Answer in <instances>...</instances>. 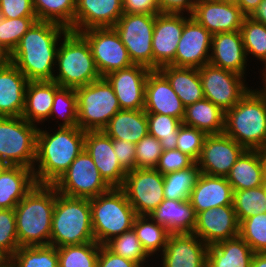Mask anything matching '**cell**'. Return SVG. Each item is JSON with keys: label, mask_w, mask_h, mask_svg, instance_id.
<instances>
[{"label": "cell", "mask_w": 266, "mask_h": 267, "mask_svg": "<svg viewBox=\"0 0 266 267\" xmlns=\"http://www.w3.org/2000/svg\"><path fill=\"white\" fill-rule=\"evenodd\" d=\"M77 107V94L75 89L61 87L55 93L50 116L58 112V115L60 117L62 116L64 120L63 125H60V127H75L78 126ZM59 110L64 111L61 113Z\"/></svg>", "instance_id": "7dc6e473"}, {"label": "cell", "mask_w": 266, "mask_h": 267, "mask_svg": "<svg viewBox=\"0 0 266 267\" xmlns=\"http://www.w3.org/2000/svg\"><path fill=\"white\" fill-rule=\"evenodd\" d=\"M67 31L68 29L56 23L36 21L9 55V61L28 81H52V67L58 50L56 44L59 35H64Z\"/></svg>", "instance_id": "6da1fadb"}, {"label": "cell", "mask_w": 266, "mask_h": 267, "mask_svg": "<svg viewBox=\"0 0 266 267\" xmlns=\"http://www.w3.org/2000/svg\"><path fill=\"white\" fill-rule=\"evenodd\" d=\"M99 249L95 241L58 247L59 267H97Z\"/></svg>", "instance_id": "f35d334b"}, {"label": "cell", "mask_w": 266, "mask_h": 267, "mask_svg": "<svg viewBox=\"0 0 266 267\" xmlns=\"http://www.w3.org/2000/svg\"><path fill=\"white\" fill-rule=\"evenodd\" d=\"M61 87L55 81H29L25 91L22 117L29 123L50 117L55 93Z\"/></svg>", "instance_id": "f546056e"}, {"label": "cell", "mask_w": 266, "mask_h": 267, "mask_svg": "<svg viewBox=\"0 0 266 267\" xmlns=\"http://www.w3.org/2000/svg\"><path fill=\"white\" fill-rule=\"evenodd\" d=\"M233 206L239 223L250 217L266 212L264 186L233 191Z\"/></svg>", "instance_id": "60d3db41"}, {"label": "cell", "mask_w": 266, "mask_h": 267, "mask_svg": "<svg viewBox=\"0 0 266 267\" xmlns=\"http://www.w3.org/2000/svg\"><path fill=\"white\" fill-rule=\"evenodd\" d=\"M185 107L204 99L198 68L166 65L158 69Z\"/></svg>", "instance_id": "d6a6232c"}, {"label": "cell", "mask_w": 266, "mask_h": 267, "mask_svg": "<svg viewBox=\"0 0 266 267\" xmlns=\"http://www.w3.org/2000/svg\"><path fill=\"white\" fill-rule=\"evenodd\" d=\"M28 82L25 75L9 60L0 66V116H22Z\"/></svg>", "instance_id": "d4e9b609"}, {"label": "cell", "mask_w": 266, "mask_h": 267, "mask_svg": "<svg viewBox=\"0 0 266 267\" xmlns=\"http://www.w3.org/2000/svg\"><path fill=\"white\" fill-rule=\"evenodd\" d=\"M195 161L178 149L163 150L155 167L162 175L191 167Z\"/></svg>", "instance_id": "816d5d0a"}, {"label": "cell", "mask_w": 266, "mask_h": 267, "mask_svg": "<svg viewBox=\"0 0 266 267\" xmlns=\"http://www.w3.org/2000/svg\"><path fill=\"white\" fill-rule=\"evenodd\" d=\"M263 186H264V189H265V192H266V181H264Z\"/></svg>", "instance_id": "2644e50d"}, {"label": "cell", "mask_w": 266, "mask_h": 267, "mask_svg": "<svg viewBox=\"0 0 266 267\" xmlns=\"http://www.w3.org/2000/svg\"><path fill=\"white\" fill-rule=\"evenodd\" d=\"M139 263L125 259L110 251L105 245H100L97 267H141Z\"/></svg>", "instance_id": "11a10c76"}, {"label": "cell", "mask_w": 266, "mask_h": 267, "mask_svg": "<svg viewBox=\"0 0 266 267\" xmlns=\"http://www.w3.org/2000/svg\"><path fill=\"white\" fill-rule=\"evenodd\" d=\"M233 191L256 188L264 184L260 150H245L226 176Z\"/></svg>", "instance_id": "836d02e7"}, {"label": "cell", "mask_w": 266, "mask_h": 267, "mask_svg": "<svg viewBox=\"0 0 266 267\" xmlns=\"http://www.w3.org/2000/svg\"><path fill=\"white\" fill-rule=\"evenodd\" d=\"M9 258L0 251V267H8Z\"/></svg>", "instance_id": "e7e4bbea"}, {"label": "cell", "mask_w": 266, "mask_h": 267, "mask_svg": "<svg viewBox=\"0 0 266 267\" xmlns=\"http://www.w3.org/2000/svg\"><path fill=\"white\" fill-rule=\"evenodd\" d=\"M182 123L203 131L206 135L224 133L225 112L204 98L185 107Z\"/></svg>", "instance_id": "e575fe53"}, {"label": "cell", "mask_w": 266, "mask_h": 267, "mask_svg": "<svg viewBox=\"0 0 266 267\" xmlns=\"http://www.w3.org/2000/svg\"><path fill=\"white\" fill-rule=\"evenodd\" d=\"M125 13H160L157 0H122Z\"/></svg>", "instance_id": "9f6ffc18"}, {"label": "cell", "mask_w": 266, "mask_h": 267, "mask_svg": "<svg viewBox=\"0 0 266 267\" xmlns=\"http://www.w3.org/2000/svg\"><path fill=\"white\" fill-rule=\"evenodd\" d=\"M150 71L145 66L133 64L104 77L112 86L121 110L144 109L145 87Z\"/></svg>", "instance_id": "2e32d148"}, {"label": "cell", "mask_w": 266, "mask_h": 267, "mask_svg": "<svg viewBox=\"0 0 266 267\" xmlns=\"http://www.w3.org/2000/svg\"><path fill=\"white\" fill-rule=\"evenodd\" d=\"M163 149L161 142L154 136L147 135L136 144V168H155Z\"/></svg>", "instance_id": "f907efd6"}, {"label": "cell", "mask_w": 266, "mask_h": 267, "mask_svg": "<svg viewBox=\"0 0 266 267\" xmlns=\"http://www.w3.org/2000/svg\"><path fill=\"white\" fill-rule=\"evenodd\" d=\"M189 201L197 215L207 209L233 205V190L226 177L202 173L191 191Z\"/></svg>", "instance_id": "484cf974"}, {"label": "cell", "mask_w": 266, "mask_h": 267, "mask_svg": "<svg viewBox=\"0 0 266 267\" xmlns=\"http://www.w3.org/2000/svg\"><path fill=\"white\" fill-rule=\"evenodd\" d=\"M113 149L121 166L126 170L136 169V144L119 139H112Z\"/></svg>", "instance_id": "db71d44e"}, {"label": "cell", "mask_w": 266, "mask_h": 267, "mask_svg": "<svg viewBox=\"0 0 266 267\" xmlns=\"http://www.w3.org/2000/svg\"><path fill=\"white\" fill-rule=\"evenodd\" d=\"M157 13H125L113 26L133 64L153 70L152 36Z\"/></svg>", "instance_id": "30bf717a"}, {"label": "cell", "mask_w": 266, "mask_h": 267, "mask_svg": "<svg viewBox=\"0 0 266 267\" xmlns=\"http://www.w3.org/2000/svg\"><path fill=\"white\" fill-rule=\"evenodd\" d=\"M250 267H266V253H254Z\"/></svg>", "instance_id": "94428289"}, {"label": "cell", "mask_w": 266, "mask_h": 267, "mask_svg": "<svg viewBox=\"0 0 266 267\" xmlns=\"http://www.w3.org/2000/svg\"><path fill=\"white\" fill-rule=\"evenodd\" d=\"M86 131L78 126L60 127L53 135L38 129L36 157L38 171L33 170L36 184L53 185L84 149Z\"/></svg>", "instance_id": "7a4b0ae2"}, {"label": "cell", "mask_w": 266, "mask_h": 267, "mask_svg": "<svg viewBox=\"0 0 266 267\" xmlns=\"http://www.w3.org/2000/svg\"><path fill=\"white\" fill-rule=\"evenodd\" d=\"M90 208L93 236L100 245L133 229L137 214L120 187L91 198Z\"/></svg>", "instance_id": "8992f818"}, {"label": "cell", "mask_w": 266, "mask_h": 267, "mask_svg": "<svg viewBox=\"0 0 266 267\" xmlns=\"http://www.w3.org/2000/svg\"><path fill=\"white\" fill-rule=\"evenodd\" d=\"M0 12L8 19L36 17L32 0H0Z\"/></svg>", "instance_id": "f5cc1de1"}, {"label": "cell", "mask_w": 266, "mask_h": 267, "mask_svg": "<svg viewBox=\"0 0 266 267\" xmlns=\"http://www.w3.org/2000/svg\"><path fill=\"white\" fill-rule=\"evenodd\" d=\"M203 1H213V0H195V3H197V2H203Z\"/></svg>", "instance_id": "a7ac6f4b"}, {"label": "cell", "mask_w": 266, "mask_h": 267, "mask_svg": "<svg viewBox=\"0 0 266 267\" xmlns=\"http://www.w3.org/2000/svg\"><path fill=\"white\" fill-rule=\"evenodd\" d=\"M224 133L246 150L266 147V98L260 91L249 90L225 112Z\"/></svg>", "instance_id": "277c9868"}, {"label": "cell", "mask_w": 266, "mask_h": 267, "mask_svg": "<svg viewBox=\"0 0 266 267\" xmlns=\"http://www.w3.org/2000/svg\"><path fill=\"white\" fill-rule=\"evenodd\" d=\"M239 236L254 253H266V212L242 220Z\"/></svg>", "instance_id": "bcb514c9"}, {"label": "cell", "mask_w": 266, "mask_h": 267, "mask_svg": "<svg viewBox=\"0 0 266 267\" xmlns=\"http://www.w3.org/2000/svg\"><path fill=\"white\" fill-rule=\"evenodd\" d=\"M160 13H182L183 9L193 13L195 0H157Z\"/></svg>", "instance_id": "6f0895ef"}, {"label": "cell", "mask_w": 266, "mask_h": 267, "mask_svg": "<svg viewBox=\"0 0 266 267\" xmlns=\"http://www.w3.org/2000/svg\"><path fill=\"white\" fill-rule=\"evenodd\" d=\"M262 0H234L233 2L246 16H250Z\"/></svg>", "instance_id": "680465c9"}, {"label": "cell", "mask_w": 266, "mask_h": 267, "mask_svg": "<svg viewBox=\"0 0 266 267\" xmlns=\"http://www.w3.org/2000/svg\"><path fill=\"white\" fill-rule=\"evenodd\" d=\"M196 213L189 200L164 199L148 217L165 227L170 234L193 233Z\"/></svg>", "instance_id": "83f0119b"}, {"label": "cell", "mask_w": 266, "mask_h": 267, "mask_svg": "<svg viewBox=\"0 0 266 267\" xmlns=\"http://www.w3.org/2000/svg\"><path fill=\"white\" fill-rule=\"evenodd\" d=\"M195 162L191 167L164 174V198L170 200H189L190 194L201 175Z\"/></svg>", "instance_id": "8d00e7d4"}, {"label": "cell", "mask_w": 266, "mask_h": 267, "mask_svg": "<svg viewBox=\"0 0 266 267\" xmlns=\"http://www.w3.org/2000/svg\"><path fill=\"white\" fill-rule=\"evenodd\" d=\"M78 127L84 131L103 130L121 110L112 86L102 77L88 85L75 88Z\"/></svg>", "instance_id": "ba28073f"}, {"label": "cell", "mask_w": 266, "mask_h": 267, "mask_svg": "<svg viewBox=\"0 0 266 267\" xmlns=\"http://www.w3.org/2000/svg\"><path fill=\"white\" fill-rule=\"evenodd\" d=\"M254 251L240 237L208 246L206 267H250Z\"/></svg>", "instance_id": "1f68e13d"}, {"label": "cell", "mask_w": 266, "mask_h": 267, "mask_svg": "<svg viewBox=\"0 0 266 267\" xmlns=\"http://www.w3.org/2000/svg\"><path fill=\"white\" fill-rule=\"evenodd\" d=\"M35 184L33 169L9 165L0 175V209H14Z\"/></svg>", "instance_id": "f1b7e54d"}, {"label": "cell", "mask_w": 266, "mask_h": 267, "mask_svg": "<svg viewBox=\"0 0 266 267\" xmlns=\"http://www.w3.org/2000/svg\"><path fill=\"white\" fill-rule=\"evenodd\" d=\"M8 60V54L0 47V66H3Z\"/></svg>", "instance_id": "be15d7a7"}, {"label": "cell", "mask_w": 266, "mask_h": 267, "mask_svg": "<svg viewBox=\"0 0 266 267\" xmlns=\"http://www.w3.org/2000/svg\"><path fill=\"white\" fill-rule=\"evenodd\" d=\"M264 69H266V64H265V68H264ZM265 71H266V70H265ZM264 73H265V74H264ZM264 73H263V76H265V77H264V81L266 82V72H264Z\"/></svg>", "instance_id": "89a4df30"}, {"label": "cell", "mask_w": 266, "mask_h": 267, "mask_svg": "<svg viewBox=\"0 0 266 267\" xmlns=\"http://www.w3.org/2000/svg\"><path fill=\"white\" fill-rule=\"evenodd\" d=\"M120 188L137 215L149 216L165 199L164 176L155 168L127 171Z\"/></svg>", "instance_id": "7c38bea8"}, {"label": "cell", "mask_w": 266, "mask_h": 267, "mask_svg": "<svg viewBox=\"0 0 266 267\" xmlns=\"http://www.w3.org/2000/svg\"><path fill=\"white\" fill-rule=\"evenodd\" d=\"M240 32L246 55L249 52L266 64V25L246 16Z\"/></svg>", "instance_id": "ee69618b"}, {"label": "cell", "mask_w": 266, "mask_h": 267, "mask_svg": "<svg viewBox=\"0 0 266 267\" xmlns=\"http://www.w3.org/2000/svg\"><path fill=\"white\" fill-rule=\"evenodd\" d=\"M209 64L244 75L246 52L240 30L212 35Z\"/></svg>", "instance_id": "4316f807"}, {"label": "cell", "mask_w": 266, "mask_h": 267, "mask_svg": "<svg viewBox=\"0 0 266 267\" xmlns=\"http://www.w3.org/2000/svg\"><path fill=\"white\" fill-rule=\"evenodd\" d=\"M204 97L224 112L232 109L250 90L242 75L211 64L198 68Z\"/></svg>", "instance_id": "4fadbf2b"}, {"label": "cell", "mask_w": 266, "mask_h": 267, "mask_svg": "<svg viewBox=\"0 0 266 267\" xmlns=\"http://www.w3.org/2000/svg\"><path fill=\"white\" fill-rule=\"evenodd\" d=\"M265 88H263L264 90H261L260 92L264 95V97L266 98V82H265Z\"/></svg>", "instance_id": "003e7915"}, {"label": "cell", "mask_w": 266, "mask_h": 267, "mask_svg": "<svg viewBox=\"0 0 266 267\" xmlns=\"http://www.w3.org/2000/svg\"><path fill=\"white\" fill-rule=\"evenodd\" d=\"M103 131L112 139L137 144L149 134L147 113L141 110H119Z\"/></svg>", "instance_id": "4dcf8cb0"}, {"label": "cell", "mask_w": 266, "mask_h": 267, "mask_svg": "<svg viewBox=\"0 0 266 267\" xmlns=\"http://www.w3.org/2000/svg\"><path fill=\"white\" fill-rule=\"evenodd\" d=\"M180 13H157L152 36L153 70L175 66L177 45L182 35L185 17Z\"/></svg>", "instance_id": "e0dca14e"}, {"label": "cell", "mask_w": 266, "mask_h": 267, "mask_svg": "<svg viewBox=\"0 0 266 267\" xmlns=\"http://www.w3.org/2000/svg\"><path fill=\"white\" fill-rule=\"evenodd\" d=\"M205 137L206 134L203 131L182 123L178 129L176 149L196 162L200 157Z\"/></svg>", "instance_id": "681fc988"}, {"label": "cell", "mask_w": 266, "mask_h": 267, "mask_svg": "<svg viewBox=\"0 0 266 267\" xmlns=\"http://www.w3.org/2000/svg\"><path fill=\"white\" fill-rule=\"evenodd\" d=\"M249 17L266 25V0H262Z\"/></svg>", "instance_id": "91938a15"}, {"label": "cell", "mask_w": 266, "mask_h": 267, "mask_svg": "<svg viewBox=\"0 0 266 267\" xmlns=\"http://www.w3.org/2000/svg\"><path fill=\"white\" fill-rule=\"evenodd\" d=\"M8 267H59L57 248L47 246H23L9 258Z\"/></svg>", "instance_id": "74e56055"}, {"label": "cell", "mask_w": 266, "mask_h": 267, "mask_svg": "<svg viewBox=\"0 0 266 267\" xmlns=\"http://www.w3.org/2000/svg\"><path fill=\"white\" fill-rule=\"evenodd\" d=\"M56 60L59 75L53 77L60 87L77 88L101 79L90 45L78 32L68 30L58 48Z\"/></svg>", "instance_id": "52a82bcc"}, {"label": "cell", "mask_w": 266, "mask_h": 267, "mask_svg": "<svg viewBox=\"0 0 266 267\" xmlns=\"http://www.w3.org/2000/svg\"><path fill=\"white\" fill-rule=\"evenodd\" d=\"M123 14L122 0H76L74 31L113 27Z\"/></svg>", "instance_id": "cb8c5ba5"}, {"label": "cell", "mask_w": 266, "mask_h": 267, "mask_svg": "<svg viewBox=\"0 0 266 267\" xmlns=\"http://www.w3.org/2000/svg\"><path fill=\"white\" fill-rule=\"evenodd\" d=\"M37 131L22 116H0V158L10 166L34 170Z\"/></svg>", "instance_id": "9c48e42d"}, {"label": "cell", "mask_w": 266, "mask_h": 267, "mask_svg": "<svg viewBox=\"0 0 266 267\" xmlns=\"http://www.w3.org/2000/svg\"><path fill=\"white\" fill-rule=\"evenodd\" d=\"M105 246L114 254L139 264L151 256L143 248L134 229L113 237Z\"/></svg>", "instance_id": "f6af8a7d"}, {"label": "cell", "mask_w": 266, "mask_h": 267, "mask_svg": "<svg viewBox=\"0 0 266 267\" xmlns=\"http://www.w3.org/2000/svg\"><path fill=\"white\" fill-rule=\"evenodd\" d=\"M185 18L175 55L176 67L200 68L209 64L212 34L193 17ZM208 54V55H207Z\"/></svg>", "instance_id": "ac0fdd59"}, {"label": "cell", "mask_w": 266, "mask_h": 267, "mask_svg": "<svg viewBox=\"0 0 266 267\" xmlns=\"http://www.w3.org/2000/svg\"><path fill=\"white\" fill-rule=\"evenodd\" d=\"M14 209H0V251L10 258L19 248Z\"/></svg>", "instance_id": "c3c4849f"}, {"label": "cell", "mask_w": 266, "mask_h": 267, "mask_svg": "<svg viewBox=\"0 0 266 267\" xmlns=\"http://www.w3.org/2000/svg\"><path fill=\"white\" fill-rule=\"evenodd\" d=\"M146 113L169 115L182 122L185 106L171 87L167 78L159 70H151L145 87Z\"/></svg>", "instance_id": "603a6c76"}, {"label": "cell", "mask_w": 266, "mask_h": 267, "mask_svg": "<svg viewBox=\"0 0 266 267\" xmlns=\"http://www.w3.org/2000/svg\"><path fill=\"white\" fill-rule=\"evenodd\" d=\"M84 149L93 159L103 179L111 187H121L127 171L119 163L112 138L103 130L86 131Z\"/></svg>", "instance_id": "44dd1931"}, {"label": "cell", "mask_w": 266, "mask_h": 267, "mask_svg": "<svg viewBox=\"0 0 266 267\" xmlns=\"http://www.w3.org/2000/svg\"><path fill=\"white\" fill-rule=\"evenodd\" d=\"M191 17L214 35L239 31L246 15L233 1L213 0L197 2Z\"/></svg>", "instance_id": "ffe728a7"}, {"label": "cell", "mask_w": 266, "mask_h": 267, "mask_svg": "<svg viewBox=\"0 0 266 267\" xmlns=\"http://www.w3.org/2000/svg\"><path fill=\"white\" fill-rule=\"evenodd\" d=\"M37 17L4 18L0 12V47L8 54L19 44L23 35L36 22Z\"/></svg>", "instance_id": "7bdbcfd3"}, {"label": "cell", "mask_w": 266, "mask_h": 267, "mask_svg": "<svg viewBox=\"0 0 266 267\" xmlns=\"http://www.w3.org/2000/svg\"><path fill=\"white\" fill-rule=\"evenodd\" d=\"M246 149L226 135H206L200 157L196 161L201 173L226 177Z\"/></svg>", "instance_id": "9a60e30c"}, {"label": "cell", "mask_w": 266, "mask_h": 267, "mask_svg": "<svg viewBox=\"0 0 266 267\" xmlns=\"http://www.w3.org/2000/svg\"><path fill=\"white\" fill-rule=\"evenodd\" d=\"M193 233L170 234L162 267H206L208 246Z\"/></svg>", "instance_id": "7402d4cb"}, {"label": "cell", "mask_w": 266, "mask_h": 267, "mask_svg": "<svg viewBox=\"0 0 266 267\" xmlns=\"http://www.w3.org/2000/svg\"><path fill=\"white\" fill-rule=\"evenodd\" d=\"M38 21L59 24L74 31L76 0H32Z\"/></svg>", "instance_id": "d590c367"}, {"label": "cell", "mask_w": 266, "mask_h": 267, "mask_svg": "<svg viewBox=\"0 0 266 267\" xmlns=\"http://www.w3.org/2000/svg\"><path fill=\"white\" fill-rule=\"evenodd\" d=\"M80 33L90 45L101 77L133 65L126 47L113 27L90 28Z\"/></svg>", "instance_id": "5bb4252c"}, {"label": "cell", "mask_w": 266, "mask_h": 267, "mask_svg": "<svg viewBox=\"0 0 266 267\" xmlns=\"http://www.w3.org/2000/svg\"><path fill=\"white\" fill-rule=\"evenodd\" d=\"M149 135L161 142L163 150L176 149L178 129L182 122L172 116L147 113Z\"/></svg>", "instance_id": "b9f144b4"}, {"label": "cell", "mask_w": 266, "mask_h": 267, "mask_svg": "<svg viewBox=\"0 0 266 267\" xmlns=\"http://www.w3.org/2000/svg\"><path fill=\"white\" fill-rule=\"evenodd\" d=\"M53 186L63 195L88 199L97 197L112 188L103 179L93 159L85 149Z\"/></svg>", "instance_id": "8fae6325"}, {"label": "cell", "mask_w": 266, "mask_h": 267, "mask_svg": "<svg viewBox=\"0 0 266 267\" xmlns=\"http://www.w3.org/2000/svg\"><path fill=\"white\" fill-rule=\"evenodd\" d=\"M262 165H263V172H264V181H266V147L260 150Z\"/></svg>", "instance_id": "6125c7cd"}, {"label": "cell", "mask_w": 266, "mask_h": 267, "mask_svg": "<svg viewBox=\"0 0 266 267\" xmlns=\"http://www.w3.org/2000/svg\"><path fill=\"white\" fill-rule=\"evenodd\" d=\"M9 165L0 158V175L3 173V171L8 167Z\"/></svg>", "instance_id": "03108f58"}, {"label": "cell", "mask_w": 266, "mask_h": 267, "mask_svg": "<svg viewBox=\"0 0 266 267\" xmlns=\"http://www.w3.org/2000/svg\"><path fill=\"white\" fill-rule=\"evenodd\" d=\"M92 241L90 199L66 196L56 190L50 245L58 248Z\"/></svg>", "instance_id": "5b68a950"}, {"label": "cell", "mask_w": 266, "mask_h": 267, "mask_svg": "<svg viewBox=\"0 0 266 267\" xmlns=\"http://www.w3.org/2000/svg\"><path fill=\"white\" fill-rule=\"evenodd\" d=\"M239 224L233 205L219 206L197 214L193 234L210 246L239 236Z\"/></svg>", "instance_id": "d6986e66"}, {"label": "cell", "mask_w": 266, "mask_h": 267, "mask_svg": "<svg viewBox=\"0 0 266 267\" xmlns=\"http://www.w3.org/2000/svg\"><path fill=\"white\" fill-rule=\"evenodd\" d=\"M56 189L49 184H35L15 206L19 246L50 245ZM44 239V241H43Z\"/></svg>", "instance_id": "3957f363"}, {"label": "cell", "mask_w": 266, "mask_h": 267, "mask_svg": "<svg viewBox=\"0 0 266 267\" xmlns=\"http://www.w3.org/2000/svg\"><path fill=\"white\" fill-rule=\"evenodd\" d=\"M146 217L148 216L137 215L133 224V229L140 243L149 255L158 251L161 247L164 251L170 233L165 227L157 222L154 223L150 217ZM148 219L152 222L149 223Z\"/></svg>", "instance_id": "ab89813d"}]
</instances>
